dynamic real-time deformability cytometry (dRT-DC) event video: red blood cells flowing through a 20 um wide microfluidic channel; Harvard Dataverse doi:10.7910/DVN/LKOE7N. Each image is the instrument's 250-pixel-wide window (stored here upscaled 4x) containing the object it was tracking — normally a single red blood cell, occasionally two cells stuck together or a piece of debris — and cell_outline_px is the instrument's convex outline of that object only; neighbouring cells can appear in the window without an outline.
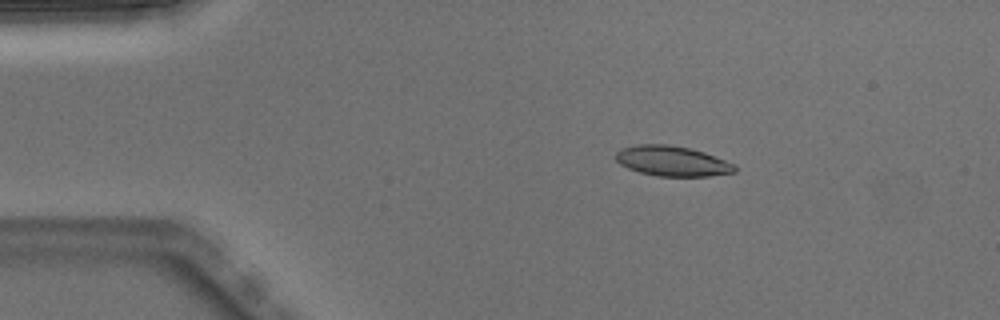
{"species": "Egyptian fruit bat (a non-hibernating species)", "species_latin": "Rousettus aegyptiacus", "temperature_condition": "warm", "stored_images_in_passage": 4, "camera_frame_rate_fps": 3000, "um_per_image_px": 0.085, "animal": {"sex": "male"}, "frame": {"image": 1, "passage_image": 2, "time_ms": 0.333, "image_size_px": [1000, 320], "cell_outline_px": [[736, 172], [708, 176], [656, 176], [640, 172], [628, 168], [620, 164], [616, 160], [616, 152], [620, 148], [636, 144], [668, 144], [692, 148], [704, 152], [736, 164]], "centroid_in_image_um": [57.14, 13.68], "position_along_channel_um": 27.9, "area_um2": 21.1}}
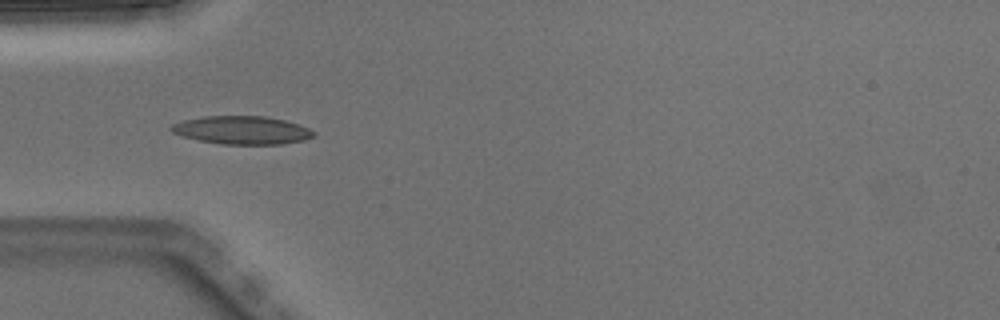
{"frame": {"image": 2, "passage_image": 4, "time_ms": 1.0, "image_size_px": [1000, 320], "cell_outline_px": [[316, 136], [304, 140], [280, 144], [224, 144], [200, 140], [184, 136], [172, 132], [168, 128], [172, 124], [184, 120], [204, 116], [264, 116], [284, 120], [308, 128], [316, 132]], "centroid_in_image_um": [20.58, 11.06], "position_along_channel_um": 64.4, "area_um2": 23.18}}